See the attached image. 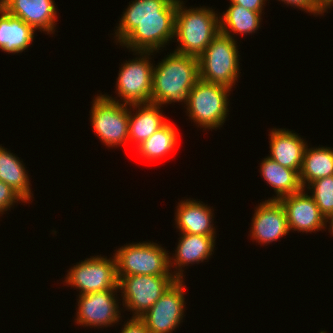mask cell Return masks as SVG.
<instances>
[{
	"instance_id": "9a60e30c",
	"label": "cell",
	"mask_w": 333,
	"mask_h": 333,
	"mask_svg": "<svg viewBox=\"0 0 333 333\" xmlns=\"http://www.w3.org/2000/svg\"><path fill=\"white\" fill-rule=\"evenodd\" d=\"M0 6L35 30L54 33L57 18L54 0H0Z\"/></svg>"
},
{
	"instance_id": "2e32d148",
	"label": "cell",
	"mask_w": 333,
	"mask_h": 333,
	"mask_svg": "<svg viewBox=\"0 0 333 333\" xmlns=\"http://www.w3.org/2000/svg\"><path fill=\"white\" fill-rule=\"evenodd\" d=\"M270 132L269 157L281 166L300 172L307 143L289 130L273 128Z\"/></svg>"
},
{
	"instance_id": "484cf974",
	"label": "cell",
	"mask_w": 333,
	"mask_h": 333,
	"mask_svg": "<svg viewBox=\"0 0 333 333\" xmlns=\"http://www.w3.org/2000/svg\"><path fill=\"white\" fill-rule=\"evenodd\" d=\"M307 189H313L312 198L326 218L333 213V175L317 179L307 185Z\"/></svg>"
},
{
	"instance_id": "7a4b0ae2",
	"label": "cell",
	"mask_w": 333,
	"mask_h": 333,
	"mask_svg": "<svg viewBox=\"0 0 333 333\" xmlns=\"http://www.w3.org/2000/svg\"><path fill=\"white\" fill-rule=\"evenodd\" d=\"M199 79L198 58L170 53L153 67L151 103L186 102L190 90Z\"/></svg>"
},
{
	"instance_id": "4fadbf2b",
	"label": "cell",
	"mask_w": 333,
	"mask_h": 333,
	"mask_svg": "<svg viewBox=\"0 0 333 333\" xmlns=\"http://www.w3.org/2000/svg\"><path fill=\"white\" fill-rule=\"evenodd\" d=\"M305 189L279 199L283 205L289 230L312 232L326 227L325 217L311 195L305 194Z\"/></svg>"
},
{
	"instance_id": "4316f807",
	"label": "cell",
	"mask_w": 333,
	"mask_h": 333,
	"mask_svg": "<svg viewBox=\"0 0 333 333\" xmlns=\"http://www.w3.org/2000/svg\"><path fill=\"white\" fill-rule=\"evenodd\" d=\"M25 202L24 199L16 193L6 183L0 181V213L3 214L12 207L13 203L19 201Z\"/></svg>"
},
{
	"instance_id": "7402d4cb",
	"label": "cell",
	"mask_w": 333,
	"mask_h": 333,
	"mask_svg": "<svg viewBox=\"0 0 333 333\" xmlns=\"http://www.w3.org/2000/svg\"><path fill=\"white\" fill-rule=\"evenodd\" d=\"M333 175V148H308L306 145L299 172L303 189L311 182ZM307 183V184H306Z\"/></svg>"
},
{
	"instance_id": "e0dca14e",
	"label": "cell",
	"mask_w": 333,
	"mask_h": 333,
	"mask_svg": "<svg viewBox=\"0 0 333 333\" xmlns=\"http://www.w3.org/2000/svg\"><path fill=\"white\" fill-rule=\"evenodd\" d=\"M179 243L175 250V257H169V265L173 267V264L176 265L175 268L178 270L174 271L173 275L180 280H183V270L182 267H185L188 264H198L200 261L208 259L212 255L215 246V236H203V235H194L181 233ZM173 260L174 262H172ZM180 270V271H179Z\"/></svg>"
},
{
	"instance_id": "6da1fadb",
	"label": "cell",
	"mask_w": 333,
	"mask_h": 333,
	"mask_svg": "<svg viewBox=\"0 0 333 333\" xmlns=\"http://www.w3.org/2000/svg\"><path fill=\"white\" fill-rule=\"evenodd\" d=\"M177 0H135L123 12L117 43L133 51L160 50L175 37Z\"/></svg>"
},
{
	"instance_id": "f1b7e54d",
	"label": "cell",
	"mask_w": 333,
	"mask_h": 333,
	"mask_svg": "<svg viewBox=\"0 0 333 333\" xmlns=\"http://www.w3.org/2000/svg\"><path fill=\"white\" fill-rule=\"evenodd\" d=\"M121 333H150L139 317H132L122 328Z\"/></svg>"
},
{
	"instance_id": "8fae6325",
	"label": "cell",
	"mask_w": 333,
	"mask_h": 333,
	"mask_svg": "<svg viewBox=\"0 0 333 333\" xmlns=\"http://www.w3.org/2000/svg\"><path fill=\"white\" fill-rule=\"evenodd\" d=\"M184 290L183 280L177 279L153 306L139 317L150 333H172L182 322L185 309Z\"/></svg>"
},
{
	"instance_id": "30bf717a",
	"label": "cell",
	"mask_w": 333,
	"mask_h": 333,
	"mask_svg": "<svg viewBox=\"0 0 333 333\" xmlns=\"http://www.w3.org/2000/svg\"><path fill=\"white\" fill-rule=\"evenodd\" d=\"M65 281L79 289L80 295L119 289L115 256L113 259L101 255L85 259L68 271Z\"/></svg>"
},
{
	"instance_id": "ba28073f",
	"label": "cell",
	"mask_w": 333,
	"mask_h": 333,
	"mask_svg": "<svg viewBox=\"0 0 333 333\" xmlns=\"http://www.w3.org/2000/svg\"><path fill=\"white\" fill-rule=\"evenodd\" d=\"M177 280L174 275H131L119 280L123 307L133 311L132 317H140ZM135 311V312H134Z\"/></svg>"
},
{
	"instance_id": "277c9868",
	"label": "cell",
	"mask_w": 333,
	"mask_h": 333,
	"mask_svg": "<svg viewBox=\"0 0 333 333\" xmlns=\"http://www.w3.org/2000/svg\"><path fill=\"white\" fill-rule=\"evenodd\" d=\"M234 38L219 32L198 57L199 78L232 89L239 74V54Z\"/></svg>"
},
{
	"instance_id": "603a6c76",
	"label": "cell",
	"mask_w": 333,
	"mask_h": 333,
	"mask_svg": "<svg viewBox=\"0 0 333 333\" xmlns=\"http://www.w3.org/2000/svg\"><path fill=\"white\" fill-rule=\"evenodd\" d=\"M19 157L0 146V181L10 186L25 202L31 201L28 173Z\"/></svg>"
},
{
	"instance_id": "d4e9b609",
	"label": "cell",
	"mask_w": 333,
	"mask_h": 333,
	"mask_svg": "<svg viewBox=\"0 0 333 333\" xmlns=\"http://www.w3.org/2000/svg\"><path fill=\"white\" fill-rule=\"evenodd\" d=\"M177 131L174 125L167 122L163 127L152 134L147 140H144L137 151L141 156L149 160L162 158L177 145Z\"/></svg>"
},
{
	"instance_id": "f546056e",
	"label": "cell",
	"mask_w": 333,
	"mask_h": 333,
	"mask_svg": "<svg viewBox=\"0 0 333 333\" xmlns=\"http://www.w3.org/2000/svg\"><path fill=\"white\" fill-rule=\"evenodd\" d=\"M233 4H238L243 6L244 8L254 11L260 12L262 14V8L265 6V0H230Z\"/></svg>"
},
{
	"instance_id": "52a82bcc",
	"label": "cell",
	"mask_w": 333,
	"mask_h": 333,
	"mask_svg": "<svg viewBox=\"0 0 333 333\" xmlns=\"http://www.w3.org/2000/svg\"><path fill=\"white\" fill-rule=\"evenodd\" d=\"M91 122L95 134L108 147L129 141V108L108 95L96 96L92 102Z\"/></svg>"
},
{
	"instance_id": "9c48e42d",
	"label": "cell",
	"mask_w": 333,
	"mask_h": 333,
	"mask_svg": "<svg viewBox=\"0 0 333 333\" xmlns=\"http://www.w3.org/2000/svg\"><path fill=\"white\" fill-rule=\"evenodd\" d=\"M138 53L140 57L126 61L118 74L116 90L125 105L151 103L154 65L149 56L153 52L136 51Z\"/></svg>"
},
{
	"instance_id": "44dd1931",
	"label": "cell",
	"mask_w": 333,
	"mask_h": 333,
	"mask_svg": "<svg viewBox=\"0 0 333 333\" xmlns=\"http://www.w3.org/2000/svg\"><path fill=\"white\" fill-rule=\"evenodd\" d=\"M260 170L267 184L271 185L277 194L270 200H279L303 189L298 171L281 166L269 156L262 161Z\"/></svg>"
},
{
	"instance_id": "4dcf8cb0",
	"label": "cell",
	"mask_w": 333,
	"mask_h": 333,
	"mask_svg": "<svg viewBox=\"0 0 333 333\" xmlns=\"http://www.w3.org/2000/svg\"><path fill=\"white\" fill-rule=\"evenodd\" d=\"M328 219L330 220L329 221V223H330V228L329 229H331L330 231L333 234V213L325 218V220H327V221H325V223L328 222Z\"/></svg>"
},
{
	"instance_id": "ac0fdd59",
	"label": "cell",
	"mask_w": 333,
	"mask_h": 333,
	"mask_svg": "<svg viewBox=\"0 0 333 333\" xmlns=\"http://www.w3.org/2000/svg\"><path fill=\"white\" fill-rule=\"evenodd\" d=\"M202 203L190 199L179 203L174 220L181 233L215 236V228L211 224L212 210L209 206Z\"/></svg>"
},
{
	"instance_id": "3957f363",
	"label": "cell",
	"mask_w": 333,
	"mask_h": 333,
	"mask_svg": "<svg viewBox=\"0 0 333 333\" xmlns=\"http://www.w3.org/2000/svg\"><path fill=\"white\" fill-rule=\"evenodd\" d=\"M183 4L177 0L175 37L180 45L175 52L198 58L220 32L219 17L212 8L184 9Z\"/></svg>"
},
{
	"instance_id": "cb8c5ba5",
	"label": "cell",
	"mask_w": 333,
	"mask_h": 333,
	"mask_svg": "<svg viewBox=\"0 0 333 333\" xmlns=\"http://www.w3.org/2000/svg\"><path fill=\"white\" fill-rule=\"evenodd\" d=\"M261 22V13L244 8L241 5L231 3L229 8L219 16L220 32L232 36L231 32L239 34L254 33L258 30ZM231 30V32L229 30ZM245 33V34H244Z\"/></svg>"
},
{
	"instance_id": "d6986e66",
	"label": "cell",
	"mask_w": 333,
	"mask_h": 333,
	"mask_svg": "<svg viewBox=\"0 0 333 333\" xmlns=\"http://www.w3.org/2000/svg\"><path fill=\"white\" fill-rule=\"evenodd\" d=\"M35 29L21 18L10 15L0 6V49L20 53L33 41Z\"/></svg>"
},
{
	"instance_id": "7c38bea8",
	"label": "cell",
	"mask_w": 333,
	"mask_h": 333,
	"mask_svg": "<svg viewBox=\"0 0 333 333\" xmlns=\"http://www.w3.org/2000/svg\"><path fill=\"white\" fill-rule=\"evenodd\" d=\"M119 289H111L108 291H99L79 295L78 311L76 322L80 326H110L119 322L118 301L115 299V292Z\"/></svg>"
},
{
	"instance_id": "ffe728a7",
	"label": "cell",
	"mask_w": 333,
	"mask_h": 333,
	"mask_svg": "<svg viewBox=\"0 0 333 333\" xmlns=\"http://www.w3.org/2000/svg\"><path fill=\"white\" fill-rule=\"evenodd\" d=\"M138 108L134 116L129 109V141L139 146L168 121L163 117L159 104H132L129 108ZM141 108V109H140Z\"/></svg>"
},
{
	"instance_id": "5bb4252c",
	"label": "cell",
	"mask_w": 333,
	"mask_h": 333,
	"mask_svg": "<svg viewBox=\"0 0 333 333\" xmlns=\"http://www.w3.org/2000/svg\"><path fill=\"white\" fill-rule=\"evenodd\" d=\"M251 237L259 243L270 244L289 233L286 212L279 200L260 203L252 218Z\"/></svg>"
},
{
	"instance_id": "8992f818",
	"label": "cell",
	"mask_w": 333,
	"mask_h": 333,
	"mask_svg": "<svg viewBox=\"0 0 333 333\" xmlns=\"http://www.w3.org/2000/svg\"><path fill=\"white\" fill-rule=\"evenodd\" d=\"M114 256L119 280L131 275H173L169 272H172L169 254L166 249L154 242L121 246Z\"/></svg>"
},
{
	"instance_id": "5b68a950",
	"label": "cell",
	"mask_w": 333,
	"mask_h": 333,
	"mask_svg": "<svg viewBox=\"0 0 333 333\" xmlns=\"http://www.w3.org/2000/svg\"><path fill=\"white\" fill-rule=\"evenodd\" d=\"M231 89L198 79L186 100L189 117L198 127L214 129L223 125L229 112L227 97Z\"/></svg>"
},
{
	"instance_id": "83f0119b",
	"label": "cell",
	"mask_w": 333,
	"mask_h": 333,
	"mask_svg": "<svg viewBox=\"0 0 333 333\" xmlns=\"http://www.w3.org/2000/svg\"><path fill=\"white\" fill-rule=\"evenodd\" d=\"M280 1V0H279ZM292 7H299V9L311 12L312 14H323L327 9L318 0H281Z\"/></svg>"
}]
</instances>
